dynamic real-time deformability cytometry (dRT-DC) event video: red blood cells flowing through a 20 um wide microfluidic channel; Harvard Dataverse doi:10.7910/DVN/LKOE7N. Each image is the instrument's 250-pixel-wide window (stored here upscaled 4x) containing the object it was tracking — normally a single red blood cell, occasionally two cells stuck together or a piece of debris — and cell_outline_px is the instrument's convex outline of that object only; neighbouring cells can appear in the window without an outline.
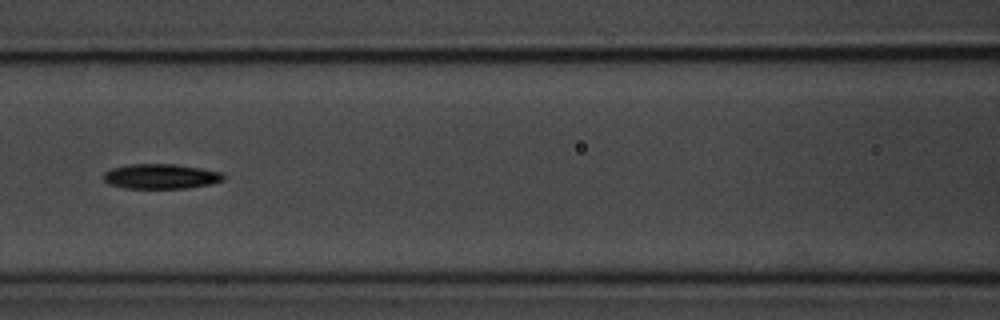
{"species": "common noctule bat (a hibernating species)", "species_latin": "Nyctalus noctula", "temperature_condition": "room temperature", "stored_images_in_passage": 8, "camera_frame_rate_fps": 3000, "um_per_image_px": 0.085, "animal": {"sex": "male", "body_mass_g": 20.1, "forearm_length_mm": 53.5}, "frame": {"image": 1, "passage_image": 6, "time_ms": 6.0, "image_size_px": [1000, 320], "cell_outline_px": [[224, 180], [212, 184], [188, 188], [124, 188], [108, 184], [104, 180], [104, 172], [112, 168], [128, 164], [176, 164], [224, 172]], "centroid_in_image_um": [13.69, 14.99], "position_along_channel_um": 152.9, "area_um2": 17.57}}
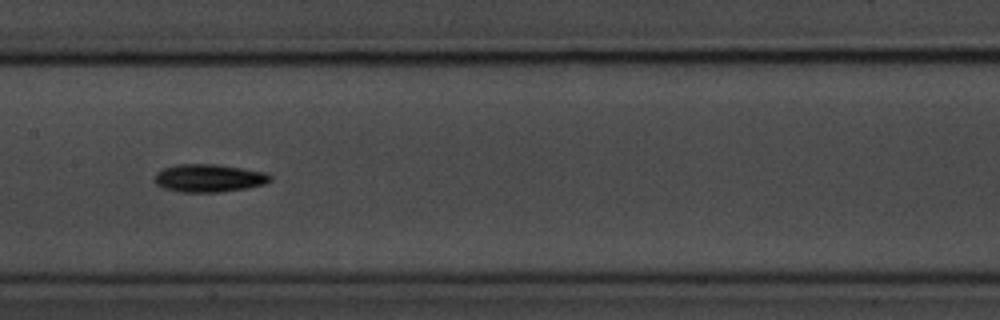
{"frame": {"image": 2, "passage_image": 7, "time_ms": 7.0, "image_size_px": [1000, 320], "cell_outline_px": [[272, 180], [264, 184], [248, 188], [220, 192], [180, 192], [164, 188], [156, 184], [156, 172], [164, 168], [176, 164], [216, 164], [268, 172], [272, 176]], "centroid_in_image_um": [17.8, 15.13], "position_along_channel_um": 189.6, "area_um2": 18.9}}